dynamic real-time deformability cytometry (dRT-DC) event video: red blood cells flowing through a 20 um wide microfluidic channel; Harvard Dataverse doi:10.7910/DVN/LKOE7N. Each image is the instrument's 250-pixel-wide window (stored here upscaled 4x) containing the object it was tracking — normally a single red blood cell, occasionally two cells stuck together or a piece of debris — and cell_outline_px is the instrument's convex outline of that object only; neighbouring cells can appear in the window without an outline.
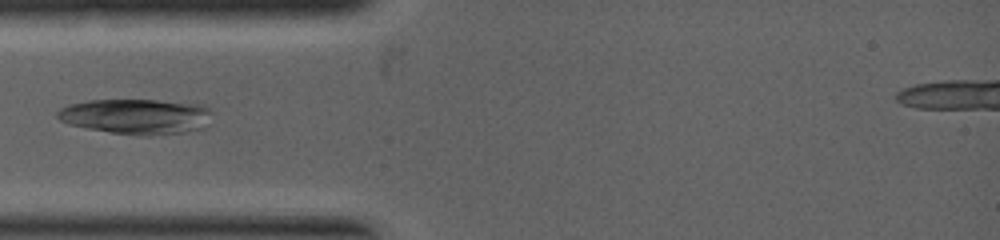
{"species": "common noctule bat (a hibernating species)", "species_latin": "Nyctalus noctula", "temperature_condition": "warm", "stored_images_in_passage": 3, "camera_frame_rate_fps": 5000, "um_per_image_px": 0.085, "animal": {"sex": "female", "body_mass_g": 19.0, "forearm_length_mm": 53.3}, "frame": {"image": 1, "passage_image": 3, "time_ms": 1.8, "image_size_px": [1000, 240], "cell_outline_px": [[212, 112], [204, 128], [184, 132], [148, 136], [140, 136], [108, 132], [68, 124], [60, 120], [56, 116], [56, 112], [60, 108], [68, 104], [88, 100], [156, 100], [208, 104], [212, 108]], "centroid_in_image_um": [11.61, 9.89], "position_along_channel_um": 73.4, "area_um2": 32.31}}